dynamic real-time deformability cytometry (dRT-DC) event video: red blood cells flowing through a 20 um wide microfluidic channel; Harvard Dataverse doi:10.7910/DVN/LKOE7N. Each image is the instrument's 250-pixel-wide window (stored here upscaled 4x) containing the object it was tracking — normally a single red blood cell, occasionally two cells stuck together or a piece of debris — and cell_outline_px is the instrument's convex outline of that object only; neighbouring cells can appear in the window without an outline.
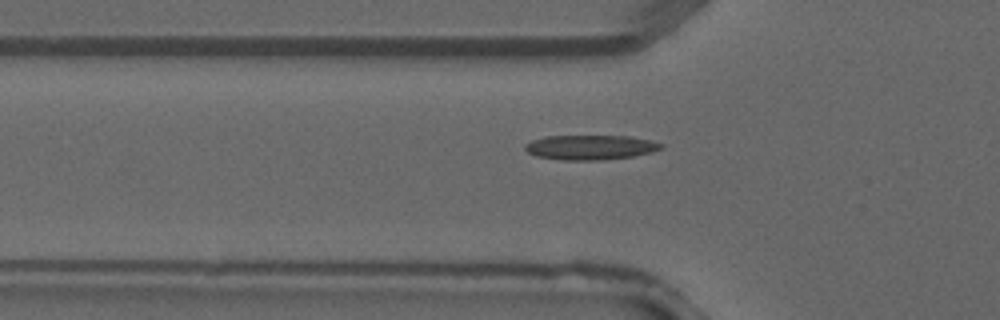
{"species": "common noctule bat (a hibernating species)", "species_latin": "Nyctalus noctula", "temperature_condition": "warm", "stored_images_in_passage": 2, "camera_frame_rate_fps": 3000, "um_per_image_px": 0.085, "animal": {"sex": "male", "forearm_length_mm": 52.5}, "frame": {"image": 1, "passage_image": 2, "time_ms": 0.333, "image_size_px": [1000, 320], "cell_outline_px": [[664, 148], [652, 152], [632, 156], [604, 160], [564, 160], [536, 156], [528, 152], [524, 148], [524, 144], [532, 140], [544, 136], [632, 136], [664, 144]], "centroid_in_image_um": [50.18, 12.52], "position_along_channel_um": 75.6, "area_um2": 19.65}}